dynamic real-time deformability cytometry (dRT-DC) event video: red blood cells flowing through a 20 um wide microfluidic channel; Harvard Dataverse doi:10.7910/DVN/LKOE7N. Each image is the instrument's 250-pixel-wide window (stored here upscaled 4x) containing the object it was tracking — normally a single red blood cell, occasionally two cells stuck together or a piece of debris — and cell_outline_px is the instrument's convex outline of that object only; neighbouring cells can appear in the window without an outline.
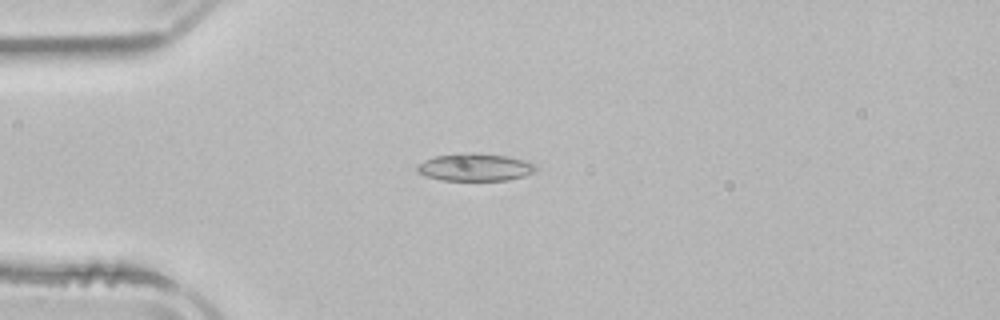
{"species": "common noctule bat (a hibernating species)", "species_latin": "Nyctalus noctula", "temperature_condition": "room temperature", "stored_images_in_passage": 4, "camera_frame_rate_fps": 3000, "um_per_image_px": 0.085, "animal": {"sex": "male", "body_mass_g": 21.5, "forearm_length_mm": 52.0}, "frame": {"image": 1, "passage_image": 4, "time_ms": 3.333, "image_size_px": [1000, 320], "cell_outline_px": [[536, 168], [532, 172], [524, 176], [508, 180], [440, 180], [424, 176], [416, 172], [416, 168], [424, 160], [436, 156], [460, 152], [472, 152], [508, 156], [524, 160], [532, 164]], "centroid_in_image_um": [40.32, 14.21], "position_along_channel_um": 44.7, "area_um2": 19.07}}